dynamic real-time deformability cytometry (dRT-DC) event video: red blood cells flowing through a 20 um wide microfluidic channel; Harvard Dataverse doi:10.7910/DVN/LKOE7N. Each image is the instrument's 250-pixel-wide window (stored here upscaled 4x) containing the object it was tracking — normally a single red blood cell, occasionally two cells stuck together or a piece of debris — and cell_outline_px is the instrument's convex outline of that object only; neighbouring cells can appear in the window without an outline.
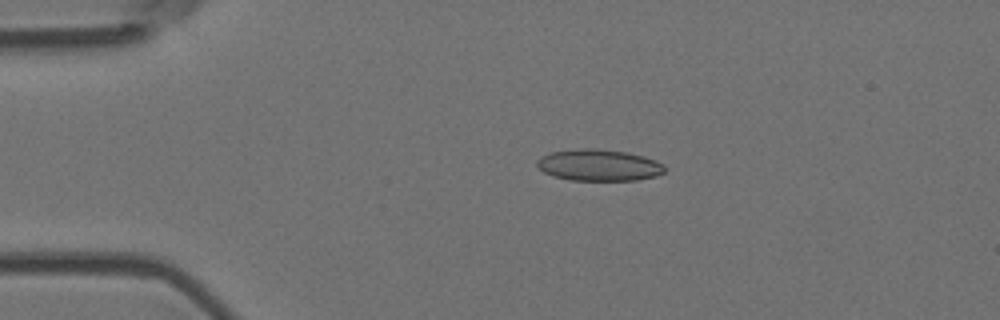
{"species": "Egyptian fruit bat (a non-hibernating species)", "species_latin": "Rousettus aegyptiacus", "temperature_condition": "room temperature", "stored_images_in_passage": 4, "camera_frame_rate_fps": 3000, "um_per_image_px": 0.085, "animal": {"sex": "female"}, "frame": {"image": 1, "passage_image": 3, "time_ms": 0.667, "image_size_px": [1000, 320], "cell_outline_px": [[664, 172], [656, 176], [636, 180], [572, 180], [552, 176], [544, 172], [536, 164], [536, 160], [540, 156], [552, 152], [576, 148], [596, 148], [624, 152], [644, 156], [656, 160], [664, 164]], "centroid_in_image_um": [50.89, 14.03], "position_along_channel_um": 34.1, "area_um2": 23.52}}